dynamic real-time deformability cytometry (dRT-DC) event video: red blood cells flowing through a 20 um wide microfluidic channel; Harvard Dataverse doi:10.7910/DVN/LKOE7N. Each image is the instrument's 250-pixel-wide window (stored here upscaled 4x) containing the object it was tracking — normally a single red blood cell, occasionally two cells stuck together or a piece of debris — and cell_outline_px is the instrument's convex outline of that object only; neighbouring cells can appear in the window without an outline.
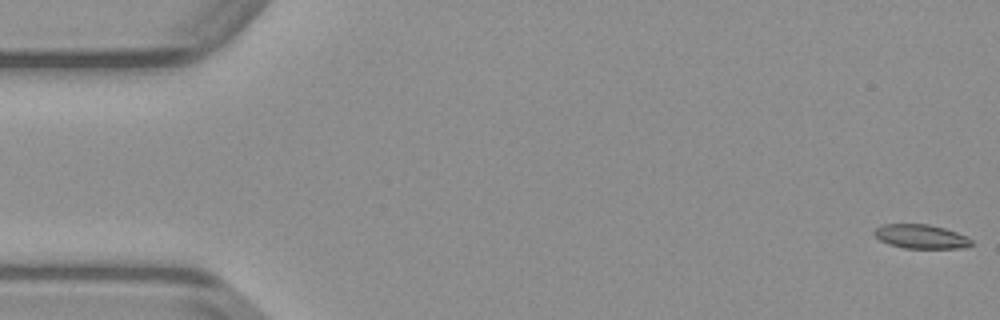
{"species": "common noctule bat (a hibernating species)", "species_latin": "Nyctalus noctula", "temperature_condition": "warm", "stored_images_in_passage": 49, "camera_frame_rate_fps": 3000, "um_per_image_px": 0.085, "animal": {"sex": "male", "body_mass_g": 23.1, "forearm_length_mm": 52.7}, "frame": {"image": 1, "passage_image": 1, "time_ms": 0.0, "image_size_px": [1000, 320], "cell_outline_px": [[972, 244], [968, 248], [904, 248], [888, 244], [880, 240], [872, 232], [880, 224], [928, 224], [944, 228], [968, 236], [972, 240]], "centroid_in_image_um": [78.29, 20.1], "position_along_channel_um": 6.7, "area_um2": 13.76}}
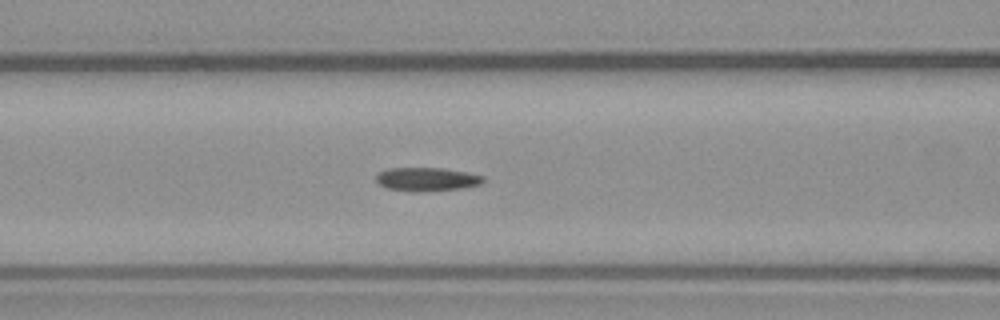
{"frame": {"image": 2, "passage_image": 20, "time_ms": 6.333, "image_size_px": [1000, 320], "cell_outline_px": [[484, 180], [480, 184], [464, 188], [420, 192], [412, 192], [388, 188], [380, 184], [376, 180], [376, 176], [380, 172], [388, 168], [444, 168], [484, 176]], "centroid_in_image_um": [36.28, 15.24], "position_along_channel_um": 130.3, "area_um2": 14.68}}
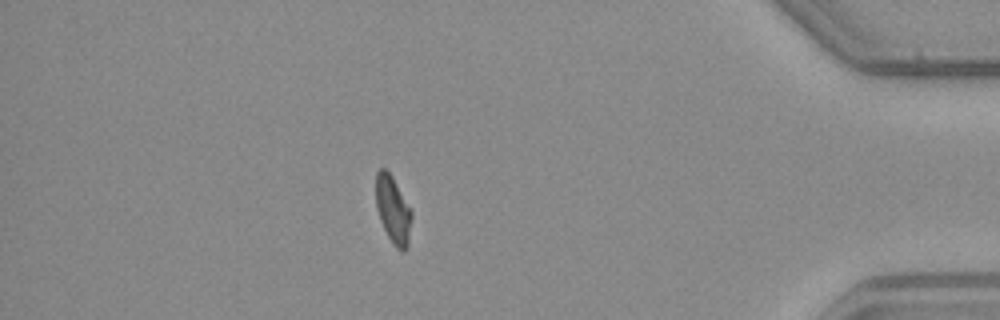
{"frame": {"image": 3, "passage_image": 43, "time_ms": 14.0, "image_size_px": [1000, 320], "cell_outline_px": [[412, 216], [408, 244], [404, 252], [400, 252], [392, 244], [380, 220], [376, 208], [376, 172], [380, 168], [384, 168], [392, 176], [412, 212]], "centroid_in_image_um": [33.4, 17.86], "position_along_channel_um": 401.8, "area_um2": 13.99}}